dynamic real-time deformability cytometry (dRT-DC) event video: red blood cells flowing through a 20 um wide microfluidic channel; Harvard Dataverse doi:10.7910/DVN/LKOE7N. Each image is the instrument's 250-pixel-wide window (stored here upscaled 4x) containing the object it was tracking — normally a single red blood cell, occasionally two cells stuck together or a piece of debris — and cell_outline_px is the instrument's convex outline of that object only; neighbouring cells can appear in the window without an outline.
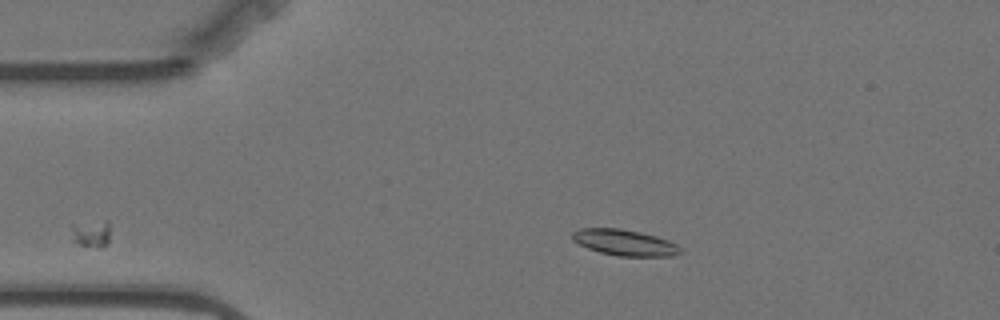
{"species": "Egyptian fruit bat (a non-hibernating species)", "species_latin": "Rousettus aegyptiacus", "temperature_condition": "warm", "stored_images_in_passage": 47, "camera_frame_rate_fps": 3000, "um_per_image_px": 0.085, "animal": {"sex": "female"}, "frame": {"image": 1, "passage_image": 1, "time_ms": 0.0, "image_size_px": [1000, 320], "cell_outline_px": [[684, 252], [672, 256], [620, 256], [600, 252], [588, 248], [572, 240], [572, 232], [580, 228], [620, 228], [640, 232], [656, 236], [668, 240], [676, 244]], "centroid_in_image_um": [53.11, 20.61], "position_along_channel_um": 31.9, "area_um2": 16.36}}
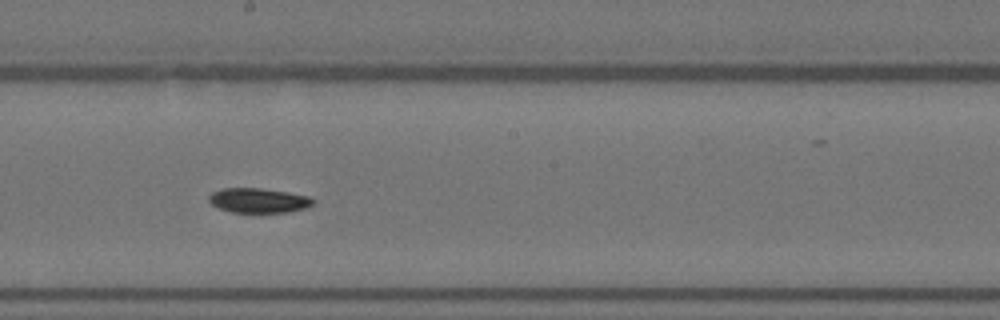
{"frame": {"image": 2, "passage_image": 21, "time_ms": 6.667, "image_size_px": [1000, 320], "cell_outline_px": [[316, 200], [308, 208], [288, 212], [232, 212], [220, 208], [212, 204], [208, 200], [208, 196], [212, 192], [220, 188], [260, 188], [288, 192], [308, 196]], "centroid_in_image_um": [21.98, 17.03], "position_along_channel_um": 226.2, "area_um2": 15.03}}
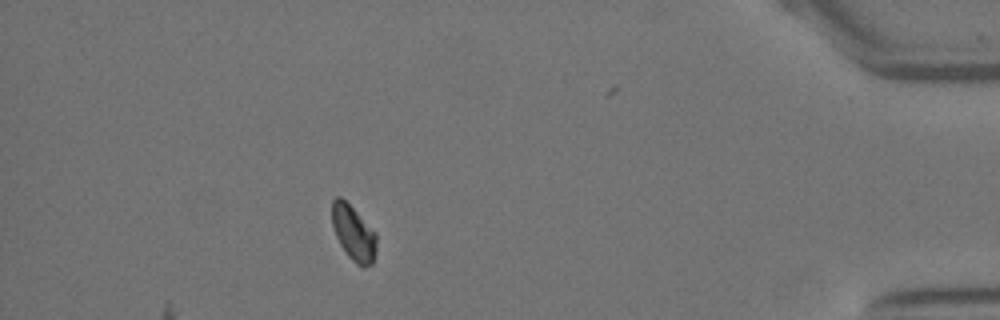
{"frame": {"image": 3, "passage_image": 41, "time_ms": 13.333, "image_size_px": [1000, 320], "cell_outline_px": [[376, 252], [372, 264], [364, 268], [360, 268], [348, 256], [340, 244], [336, 236], [332, 224], [332, 200], [336, 196], [340, 196], [376, 232]], "centroid_in_image_um": [30.05, 19.84], "position_along_channel_um": 405.1, "area_um2": 14.28}, "authors_computed_cell_mechanics": {"area_um2": 15.2014, "velocity_mm_per_s": 3.5007, "shape_relaxation_time_tau1_ms": 3.4624, "shape_relaxation_time_tau2_ms": 4.0808, "deformation_change_tau1": 0.139, "deformation_change_tau2": 0.0627}}